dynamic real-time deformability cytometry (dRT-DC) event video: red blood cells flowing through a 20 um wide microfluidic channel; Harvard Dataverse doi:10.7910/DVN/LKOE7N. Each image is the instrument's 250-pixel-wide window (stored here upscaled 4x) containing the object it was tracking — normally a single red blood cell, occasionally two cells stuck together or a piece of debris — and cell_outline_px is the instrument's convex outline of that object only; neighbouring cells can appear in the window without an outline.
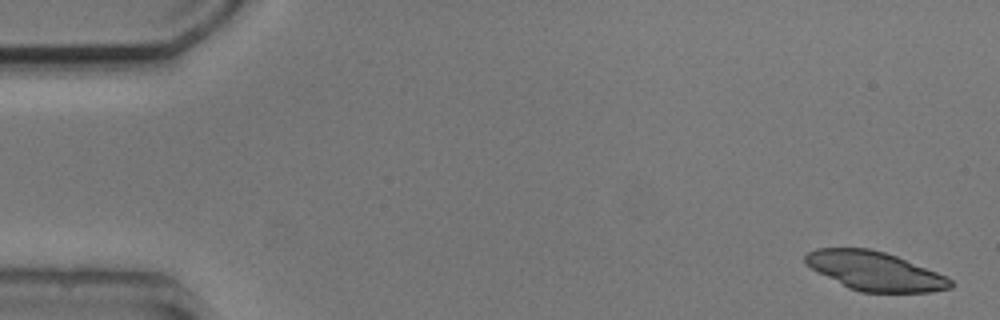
{"species": "common noctule bat (a hibernating species)", "species_latin": "Nyctalus noctula", "temperature_condition": "cold", "stored_images_in_passage": 4, "camera_frame_rate_fps": 3000, "um_per_image_px": 0.085, "animal": {"sex": "male", "body_mass_g": 20.5, "forearm_length_mm": 52.5}, "frame": {"image": 1, "passage_image": 1, "time_ms": 0.0, "image_size_px": [1000, 320], "cell_outline_px": [[952, 288], [928, 292], [860, 292], [848, 288], [812, 268], [804, 260], [804, 256], [808, 252], [816, 248], [868, 248], [884, 252], [896, 256], [948, 276], [952, 280]], "centroid_in_image_um": [74.39, 23.04], "position_along_channel_um": 10.6, "area_um2": 32.6}}
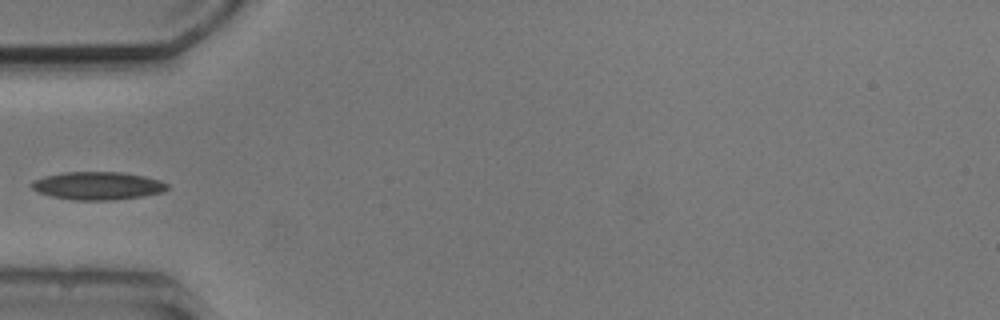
{"frame": {"image": 2, "passage_image": 4, "time_ms": 5.333, "image_size_px": [1000, 320], "cell_outline_px": [[168, 188], [164, 192], [140, 196], [112, 200], [72, 200], [52, 196], [40, 192], [32, 188], [28, 184], [32, 180], [44, 176], [64, 172], [120, 172], [144, 176], [160, 180], [168, 184]], "centroid_in_image_um": [8.28, 15.78], "position_along_channel_um": 76.7, "area_um2": 22.08}}